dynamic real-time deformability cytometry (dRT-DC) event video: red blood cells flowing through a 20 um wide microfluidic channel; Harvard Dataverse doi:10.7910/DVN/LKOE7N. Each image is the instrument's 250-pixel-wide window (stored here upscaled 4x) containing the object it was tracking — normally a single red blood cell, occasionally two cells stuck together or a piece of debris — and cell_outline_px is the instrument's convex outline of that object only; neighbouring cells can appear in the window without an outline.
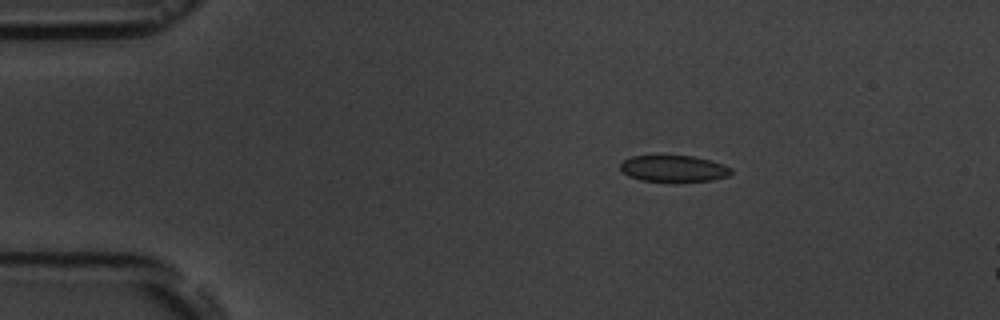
{"species": "common noctule bat (a hibernating species)", "species_latin": "Nyctalus noctula", "temperature_condition": "room temperature", "stored_images_in_passage": 5, "camera_frame_rate_fps": 3000, "um_per_image_px": 0.085, "animal": {"sex": "male", "body_mass_g": 19.5, "forearm_length_mm": 54.6}, "frame": {"image": 1, "passage_image": 3, "time_ms": 3.0, "image_size_px": [1000, 320], "cell_outline_px": [[732, 172], [728, 176], [712, 180], [640, 180], [628, 176], [620, 168], [620, 164], [624, 160], [632, 156], [692, 156], [712, 160], [724, 164], [732, 168]], "centroid_in_image_um": [57.29, 14.31], "position_along_channel_um": 27.7, "area_um2": 16.7}}